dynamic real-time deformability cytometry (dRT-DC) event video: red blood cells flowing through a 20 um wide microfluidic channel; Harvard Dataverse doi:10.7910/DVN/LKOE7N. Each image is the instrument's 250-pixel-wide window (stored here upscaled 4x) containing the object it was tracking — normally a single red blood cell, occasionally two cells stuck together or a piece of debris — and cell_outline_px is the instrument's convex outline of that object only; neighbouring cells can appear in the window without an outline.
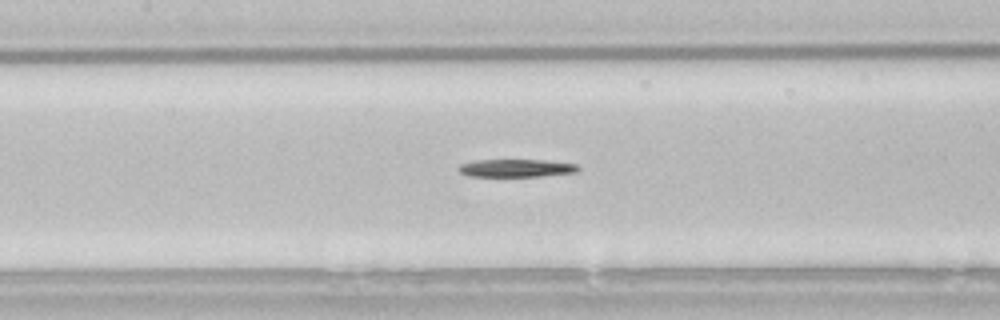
{"species": "common noctule bat (a hibernating species)", "species_latin": "Nyctalus noctula", "temperature_condition": "room temperature", "stored_images_in_passage": 42, "camera_frame_rate_fps": 3000, "um_per_image_px": 0.085, "animal": {"sex": "male", "body_mass_g": 21.5, "forearm_length_mm": 52.0}, "frame": {"image": 1, "passage_image": 20, "time_ms": 6.333, "image_size_px": [1000, 320], "cell_outline_px": [[580, 172], [544, 176], [468, 176], [460, 172], [456, 168], [460, 164], [476, 160], [544, 160], [576, 164], [580, 168]], "centroid_in_image_um": [43.9, 14.29], "position_along_channel_um": 163.5, "area_um2": 12.48}}
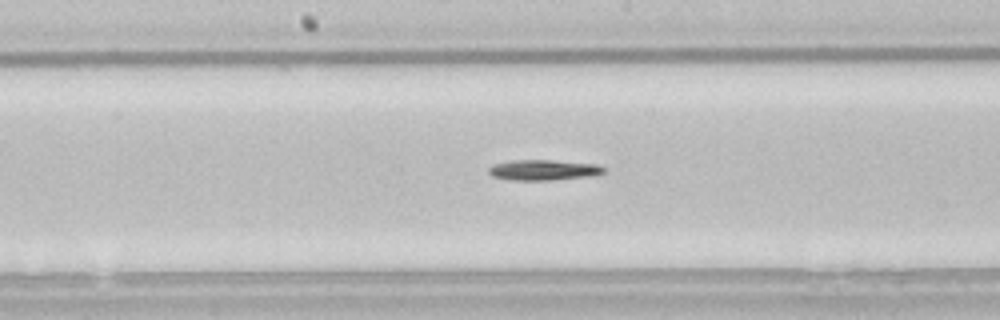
{"frame": {"image": 2, "passage_image": 23, "time_ms": 7.333, "image_size_px": [1000, 320], "cell_outline_px": [[604, 172], [596, 176], [548, 180], [512, 180], [492, 176], [488, 172], [488, 168], [492, 164], [512, 160], [552, 160], [600, 164], [604, 168]], "centroid_in_image_um": [46.22, 14.44], "position_along_channel_um": 202.0, "area_um2": 13.93}}
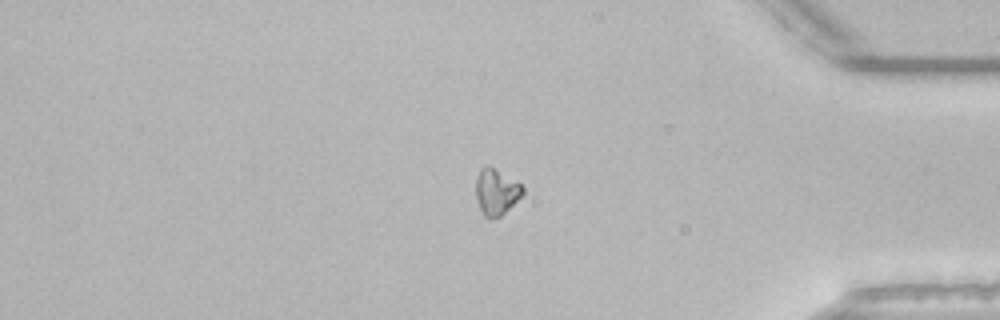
{"frame": {"image": 3, "passage_image": 40, "time_ms": 13.0, "image_size_px": [1000, 320], "cell_outline_px": [[524, 196], [500, 216], [492, 220], [488, 220], [484, 216], [476, 200], [476, 176], [480, 168], [488, 164], [520, 184], [524, 188]], "centroid_in_image_um": [42.18, 16.33], "position_along_channel_um": 393.0, "area_um2": 12.83}}